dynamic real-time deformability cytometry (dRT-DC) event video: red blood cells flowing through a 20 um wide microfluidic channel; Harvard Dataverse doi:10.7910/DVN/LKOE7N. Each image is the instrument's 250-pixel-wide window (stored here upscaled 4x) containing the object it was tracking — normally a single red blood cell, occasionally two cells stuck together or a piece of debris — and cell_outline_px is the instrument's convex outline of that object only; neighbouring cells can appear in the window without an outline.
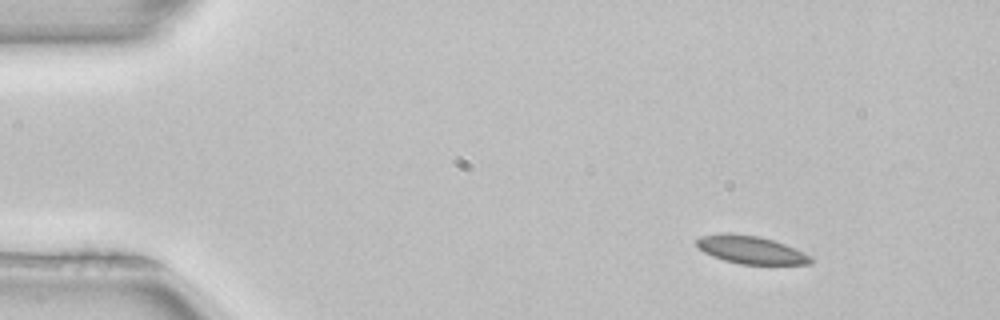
{"species": "common noctule bat (a hibernating species)", "species_latin": "Nyctalus noctula", "temperature_condition": "room temperature", "stored_images_in_passage": 46, "camera_frame_rate_fps": 3000, "um_per_image_px": 0.085, "animal": {"sex": "female", "body_mass_g": 22.7, "forearm_length_mm": 54.2}, "frame": {"image": 1, "passage_image": 1, "time_ms": 0.0, "image_size_px": [1000, 320], "cell_outline_px": [[812, 264], [740, 264], [724, 260], [712, 256], [704, 252], [696, 244], [696, 240], [700, 236], [728, 232], [732, 232], [760, 236], [784, 244], [804, 252], [812, 256]], "centroid_in_image_um": [63.82, 21.22], "position_along_channel_um": 21.2, "area_um2": 18.61}}
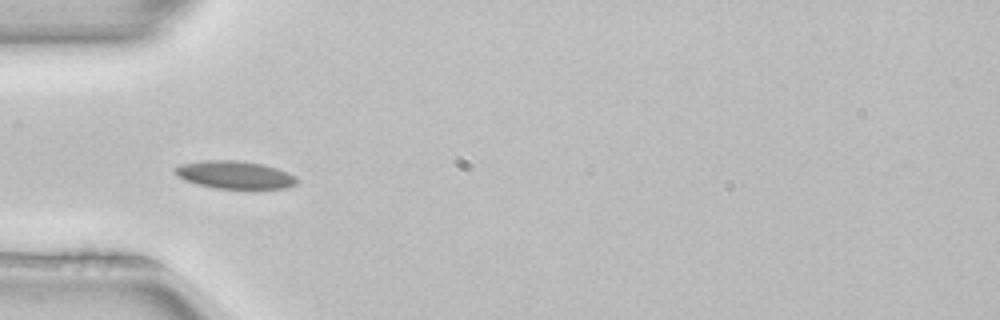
{"frame": {"image": 2, "passage_image": 11, "time_ms": 3.333, "image_size_px": [1000, 320], "cell_outline_px": [[300, 180], [296, 184], [288, 188], [216, 188], [184, 180], [172, 168], [180, 164], [204, 160], [240, 160], [264, 164], [288, 172], [296, 176]], "centroid_in_image_um": [20.0, 14.84], "position_along_channel_um": 65.0, "area_um2": 19.71}}
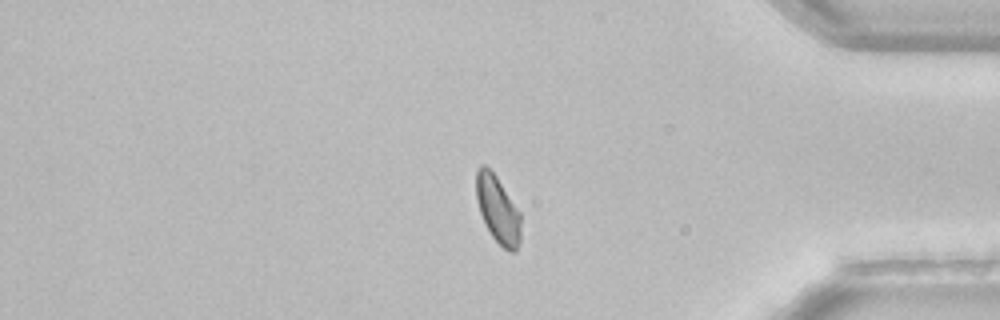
{"frame": {"image": 3, "passage_image": 38, "time_ms": 12.333, "image_size_px": [1000, 320], "cell_outline_px": [[520, 244], [516, 252], [508, 252], [492, 236], [484, 224], [476, 200], [476, 168], [480, 164], [484, 164], [496, 176], [520, 212]], "centroid_in_image_um": [42.3, 17.82], "position_along_channel_um": 392.9, "area_um2": 17.57}, "authors_computed_cell_mechanics": {"area_um2": 18.6116, "velocity_mm_per_s": 3.9491, "shape_relaxation_time_tau1_ms": 7.035, "shape_relaxation_time_tau2_ms": null, "deformation_change_tau1": 0.1365, "deformation_change_tau2": null}}